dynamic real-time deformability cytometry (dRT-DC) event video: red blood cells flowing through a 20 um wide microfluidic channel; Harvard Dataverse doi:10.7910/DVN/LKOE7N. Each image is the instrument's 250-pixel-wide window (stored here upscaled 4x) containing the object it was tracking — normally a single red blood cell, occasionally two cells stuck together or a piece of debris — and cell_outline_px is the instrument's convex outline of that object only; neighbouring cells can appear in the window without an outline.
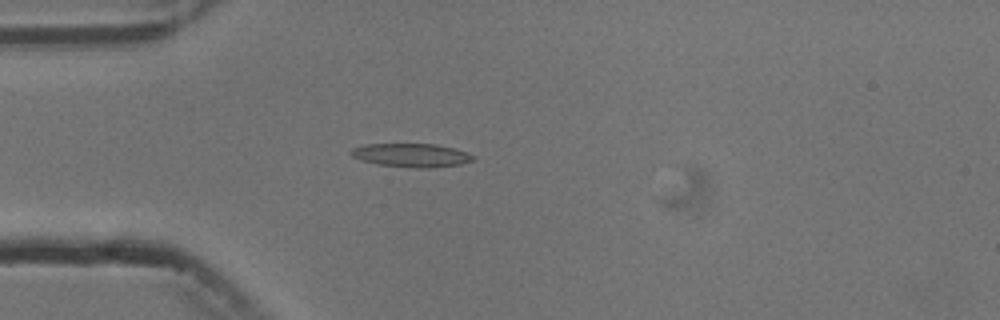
{"species": "common noctule bat (a hibernating species)", "species_latin": "Nyctalus noctula", "temperature_condition": "cold", "stored_images_in_passage": 5, "camera_frame_rate_fps": 3000, "um_per_image_px": 0.085, "animal": {"sex": "male", "body_mass_g": 13.3}, "frame": {"image": 1, "passage_image": 4, "time_ms": 4.333, "image_size_px": [1000, 320], "cell_outline_px": [[476, 160], [460, 164], [432, 168], [416, 168], [376, 164], [352, 156], [348, 152], [352, 148], [364, 144], [436, 144], [452, 148], [476, 156]], "centroid_in_image_um": [34.97, 13.2], "position_along_channel_um": 50.0, "area_um2": 16.76}}